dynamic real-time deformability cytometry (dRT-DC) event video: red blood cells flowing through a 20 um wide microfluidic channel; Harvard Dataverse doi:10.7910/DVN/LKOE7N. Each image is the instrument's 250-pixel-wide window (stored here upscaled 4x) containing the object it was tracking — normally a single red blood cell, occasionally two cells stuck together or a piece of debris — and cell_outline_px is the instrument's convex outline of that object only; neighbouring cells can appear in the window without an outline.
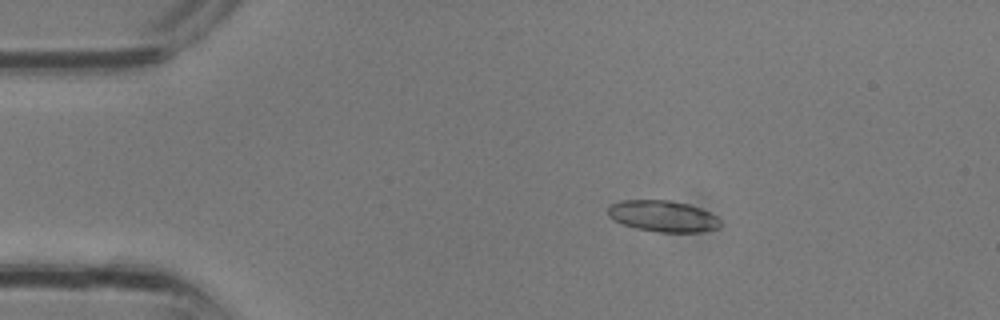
{"species": "common noctule bat (a hibernating species)", "species_latin": "Nyctalus noctula", "temperature_condition": "room temperature", "stored_images_in_passage": 4, "segment_of_instrument_passage": [1, 2], "camera_frame_rate_fps": 3000, "um_per_image_px": 0.085, "animal": {"sex": "male", "body_mass_g": 13.3}, "frame": {"image": 1, "passage_image": 2, "time_ms": 0.333, "image_size_px": [1000, 320], "cell_outline_px": [[720, 228], [700, 232], [660, 232], [636, 228], [624, 224], [608, 216], [608, 204], [620, 200], [668, 200], [688, 204], [700, 208], [716, 216], [720, 220]], "centroid_in_image_um": [56.34, 18.36], "position_along_channel_um": 28.7, "area_um2": 20.46}}